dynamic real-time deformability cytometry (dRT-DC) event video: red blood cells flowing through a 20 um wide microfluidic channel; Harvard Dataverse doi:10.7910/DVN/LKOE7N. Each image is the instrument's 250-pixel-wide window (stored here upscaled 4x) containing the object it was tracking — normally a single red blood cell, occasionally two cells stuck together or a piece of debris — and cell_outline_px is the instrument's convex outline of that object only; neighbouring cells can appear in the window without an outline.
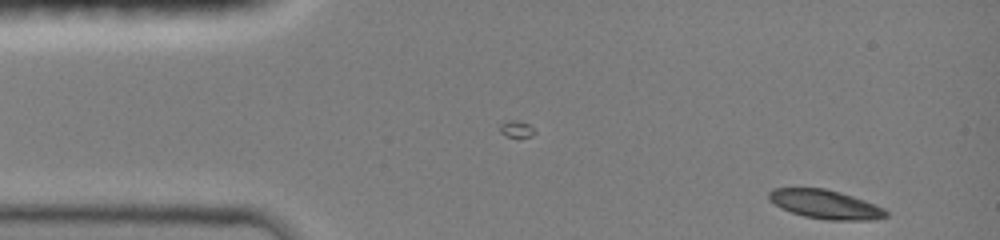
{"species": "common noctule bat (a hibernating species)", "species_latin": "Nyctalus noctula", "temperature_condition": "room temperature", "stored_images_in_passage": 38, "camera_frame_rate_fps": 3000, "um_per_image_px": 0.085, "animal": {"sex": "female", "body_mass_g": 19.0, "forearm_length_mm": 51.5}, "frame": {"image": 1, "passage_image": 1, "time_ms": 0.0, "image_size_px": [1000, 240], "cell_outline_px": [[888, 216], [872, 220], [828, 220], [804, 216], [780, 208], [768, 200], [768, 192], [772, 188], [824, 188], [840, 192], [864, 200], [884, 208], [888, 212]], "centroid_in_image_um": [70.13, 17.37], "position_along_channel_um": 14.9, "area_um2": 19.77}}
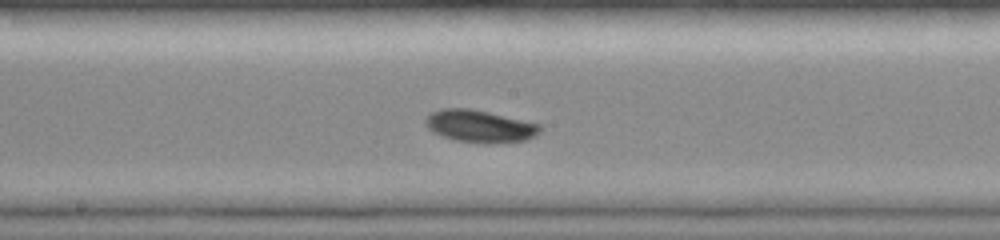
{"frame": {"image": 2, "passage_image": 22, "time_ms": 7.0, "image_size_px": [1000, 240], "cell_outline_px": [[544, 128], [536, 136], [524, 140], [488, 144], [484, 144], [456, 140], [432, 132], [424, 124], [424, 120], [432, 112], [440, 108], [468, 108], [488, 112], [540, 124]], "centroid_in_image_um": [40.79, 10.73], "position_along_channel_um": 207.4, "area_um2": 21.62}}
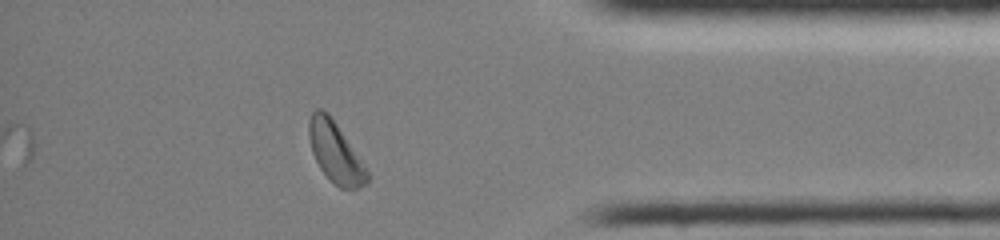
{"frame": {"image": 3, "passage_image": 38, "time_ms": 12.333, "image_size_px": [1000, 240], "cell_outline_px": [[368, 180], [364, 184], [356, 188], [340, 188], [320, 168], [312, 152], [308, 136], [308, 120], [312, 112], [316, 108], [320, 108], [328, 112], [364, 164], [368, 172]], "centroid_in_image_um": [28.47, 12.9], "position_along_channel_um": 406.7, "area_um2": 20.11}, "authors_computed_cell_mechanics": {"area_um2": 20.3456, "velocity_mm_per_s": 4.0252, "shape_relaxation_time_tau1_ms": 2.3409, "shape_relaxation_time_tau2_ms": null, "deformation_change_tau1": 0.0811, "deformation_change_tau2": null}}